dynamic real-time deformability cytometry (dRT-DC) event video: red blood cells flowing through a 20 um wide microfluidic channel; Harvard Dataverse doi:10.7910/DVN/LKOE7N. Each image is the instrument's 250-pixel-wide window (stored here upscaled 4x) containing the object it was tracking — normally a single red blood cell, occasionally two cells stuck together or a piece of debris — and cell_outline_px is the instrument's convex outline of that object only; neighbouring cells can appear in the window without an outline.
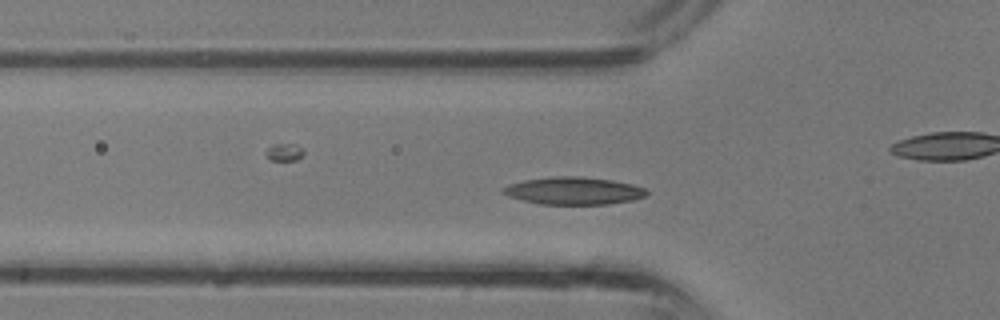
{"species": "common noctule bat (a hibernating species)", "species_latin": "Nyctalus noctula", "temperature_condition": "room temperature", "stored_images_in_passage": 14, "camera_frame_rate_fps": 3000, "um_per_image_px": 0.085, "animal": {"sex": "male", "body_mass_g": 13.3}, "frame": {"image": 1, "passage_image": 8, "time_ms": 2.333, "image_size_px": [1000, 320], "cell_outline_px": [[648, 192], [644, 196], [632, 200], [608, 204], [540, 204], [508, 196], [500, 192], [500, 188], [508, 184], [524, 180], [552, 176], [576, 176], [612, 180], [632, 184], [644, 188]], "centroid_in_image_um": [48.7, 16.21], "position_along_channel_um": 77.1, "area_um2": 22.95}}